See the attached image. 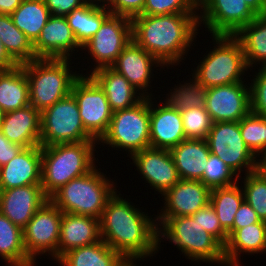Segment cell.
I'll list each match as a JSON object with an SVG mask.
<instances>
[{
  "label": "cell",
  "mask_w": 266,
  "mask_h": 266,
  "mask_svg": "<svg viewBox=\"0 0 266 266\" xmlns=\"http://www.w3.org/2000/svg\"><path fill=\"white\" fill-rule=\"evenodd\" d=\"M119 192L114 193L103 209L100 236L130 264H136L159 252L157 220Z\"/></svg>",
  "instance_id": "6da1fadb"
},
{
  "label": "cell",
  "mask_w": 266,
  "mask_h": 266,
  "mask_svg": "<svg viewBox=\"0 0 266 266\" xmlns=\"http://www.w3.org/2000/svg\"><path fill=\"white\" fill-rule=\"evenodd\" d=\"M131 21L132 40L167 69L178 66L196 46L198 14L138 15Z\"/></svg>",
  "instance_id": "7a4b0ae2"
},
{
  "label": "cell",
  "mask_w": 266,
  "mask_h": 266,
  "mask_svg": "<svg viewBox=\"0 0 266 266\" xmlns=\"http://www.w3.org/2000/svg\"><path fill=\"white\" fill-rule=\"evenodd\" d=\"M97 141L42 146L41 185L50 198L70 180L90 172L98 163ZM96 147V148H95ZM97 158V160H96ZM97 161V162H96Z\"/></svg>",
  "instance_id": "3957f363"
},
{
  "label": "cell",
  "mask_w": 266,
  "mask_h": 266,
  "mask_svg": "<svg viewBox=\"0 0 266 266\" xmlns=\"http://www.w3.org/2000/svg\"><path fill=\"white\" fill-rule=\"evenodd\" d=\"M158 250L163 240L171 242L190 261L225 266L224 246L206 232L193 216L156 217Z\"/></svg>",
  "instance_id": "277c9868"
},
{
  "label": "cell",
  "mask_w": 266,
  "mask_h": 266,
  "mask_svg": "<svg viewBox=\"0 0 266 266\" xmlns=\"http://www.w3.org/2000/svg\"><path fill=\"white\" fill-rule=\"evenodd\" d=\"M72 60L37 58L21 65L29 83L30 105L40 113L71 94L74 82L85 75L72 69Z\"/></svg>",
  "instance_id": "5b68a950"
},
{
  "label": "cell",
  "mask_w": 266,
  "mask_h": 266,
  "mask_svg": "<svg viewBox=\"0 0 266 266\" xmlns=\"http://www.w3.org/2000/svg\"><path fill=\"white\" fill-rule=\"evenodd\" d=\"M99 170L96 165L87 174L70 180L49 200L62 212L100 219L107 201L118 191V186L115 180Z\"/></svg>",
  "instance_id": "8992f818"
},
{
  "label": "cell",
  "mask_w": 266,
  "mask_h": 266,
  "mask_svg": "<svg viewBox=\"0 0 266 266\" xmlns=\"http://www.w3.org/2000/svg\"><path fill=\"white\" fill-rule=\"evenodd\" d=\"M213 49L196 64L191 73L206 88L244 82L249 67L241 43L229 35H212Z\"/></svg>",
  "instance_id": "52a82bcc"
},
{
  "label": "cell",
  "mask_w": 266,
  "mask_h": 266,
  "mask_svg": "<svg viewBox=\"0 0 266 266\" xmlns=\"http://www.w3.org/2000/svg\"><path fill=\"white\" fill-rule=\"evenodd\" d=\"M97 144L126 151L129 158L149 148L150 97H144L133 107L113 112L109 127Z\"/></svg>",
  "instance_id": "ba28073f"
},
{
  "label": "cell",
  "mask_w": 266,
  "mask_h": 266,
  "mask_svg": "<svg viewBox=\"0 0 266 266\" xmlns=\"http://www.w3.org/2000/svg\"><path fill=\"white\" fill-rule=\"evenodd\" d=\"M41 146L96 141L84 128L78 104L72 94L40 113Z\"/></svg>",
  "instance_id": "9c48e42d"
},
{
  "label": "cell",
  "mask_w": 266,
  "mask_h": 266,
  "mask_svg": "<svg viewBox=\"0 0 266 266\" xmlns=\"http://www.w3.org/2000/svg\"><path fill=\"white\" fill-rule=\"evenodd\" d=\"M132 40V21L126 16L110 14L102 23L96 34L83 46L82 51L95 65L92 72L103 67H111L122 50ZM88 50V51H87ZM89 54V55H88Z\"/></svg>",
  "instance_id": "30bf717a"
},
{
  "label": "cell",
  "mask_w": 266,
  "mask_h": 266,
  "mask_svg": "<svg viewBox=\"0 0 266 266\" xmlns=\"http://www.w3.org/2000/svg\"><path fill=\"white\" fill-rule=\"evenodd\" d=\"M206 141L210 153L219 157L237 177L256 170L257 157L243 141L239 122H214Z\"/></svg>",
  "instance_id": "8fae6325"
},
{
  "label": "cell",
  "mask_w": 266,
  "mask_h": 266,
  "mask_svg": "<svg viewBox=\"0 0 266 266\" xmlns=\"http://www.w3.org/2000/svg\"><path fill=\"white\" fill-rule=\"evenodd\" d=\"M62 216L63 212L48 200L23 228L24 247L33 261H36L39 255L47 256V254L53 261L58 260Z\"/></svg>",
  "instance_id": "7c38bea8"
},
{
  "label": "cell",
  "mask_w": 266,
  "mask_h": 266,
  "mask_svg": "<svg viewBox=\"0 0 266 266\" xmlns=\"http://www.w3.org/2000/svg\"><path fill=\"white\" fill-rule=\"evenodd\" d=\"M71 94L85 130L98 142L106 133L113 113L104 90L90 75H81L74 82Z\"/></svg>",
  "instance_id": "4fadbf2b"
},
{
  "label": "cell",
  "mask_w": 266,
  "mask_h": 266,
  "mask_svg": "<svg viewBox=\"0 0 266 266\" xmlns=\"http://www.w3.org/2000/svg\"><path fill=\"white\" fill-rule=\"evenodd\" d=\"M198 22L210 35L234 36L256 18L244 0H198Z\"/></svg>",
  "instance_id": "5bb4252c"
},
{
  "label": "cell",
  "mask_w": 266,
  "mask_h": 266,
  "mask_svg": "<svg viewBox=\"0 0 266 266\" xmlns=\"http://www.w3.org/2000/svg\"><path fill=\"white\" fill-rule=\"evenodd\" d=\"M214 86L207 90L205 109L212 122H239L251 111L247 82Z\"/></svg>",
  "instance_id": "9a60e30c"
},
{
  "label": "cell",
  "mask_w": 266,
  "mask_h": 266,
  "mask_svg": "<svg viewBox=\"0 0 266 266\" xmlns=\"http://www.w3.org/2000/svg\"><path fill=\"white\" fill-rule=\"evenodd\" d=\"M130 159L146 183L161 196L179 180L177 168L170 150L146 148L133 154Z\"/></svg>",
  "instance_id": "2e32d148"
},
{
  "label": "cell",
  "mask_w": 266,
  "mask_h": 266,
  "mask_svg": "<svg viewBox=\"0 0 266 266\" xmlns=\"http://www.w3.org/2000/svg\"><path fill=\"white\" fill-rule=\"evenodd\" d=\"M156 67L160 68L159 71L162 68L165 69V66L153 55L142 49L133 40L122 50L111 66L112 69L123 75L144 97H154L153 90L151 91L150 87L153 86L151 85L152 78H154L153 71Z\"/></svg>",
  "instance_id": "e0dca14e"
},
{
  "label": "cell",
  "mask_w": 266,
  "mask_h": 266,
  "mask_svg": "<svg viewBox=\"0 0 266 266\" xmlns=\"http://www.w3.org/2000/svg\"><path fill=\"white\" fill-rule=\"evenodd\" d=\"M210 192L202 181L180 179L161 196L164 206L155 217L192 216L210 203Z\"/></svg>",
  "instance_id": "ac0fdd59"
},
{
  "label": "cell",
  "mask_w": 266,
  "mask_h": 266,
  "mask_svg": "<svg viewBox=\"0 0 266 266\" xmlns=\"http://www.w3.org/2000/svg\"><path fill=\"white\" fill-rule=\"evenodd\" d=\"M33 48L36 59H72L75 58V51H82V47L75 39L66 18L52 15L42 28Z\"/></svg>",
  "instance_id": "d6986e66"
},
{
  "label": "cell",
  "mask_w": 266,
  "mask_h": 266,
  "mask_svg": "<svg viewBox=\"0 0 266 266\" xmlns=\"http://www.w3.org/2000/svg\"><path fill=\"white\" fill-rule=\"evenodd\" d=\"M152 99L156 98L150 97V147L171 150L186 139L180 111Z\"/></svg>",
  "instance_id": "ffe728a7"
},
{
  "label": "cell",
  "mask_w": 266,
  "mask_h": 266,
  "mask_svg": "<svg viewBox=\"0 0 266 266\" xmlns=\"http://www.w3.org/2000/svg\"><path fill=\"white\" fill-rule=\"evenodd\" d=\"M48 200L41 184L0 190V212L23 229Z\"/></svg>",
  "instance_id": "44dd1931"
},
{
  "label": "cell",
  "mask_w": 266,
  "mask_h": 266,
  "mask_svg": "<svg viewBox=\"0 0 266 266\" xmlns=\"http://www.w3.org/2000/svg\"><path fill=\"white\" fill-rule=\"evenodd\" d=\"M42 146L23 148L0 167V190L41 184Z\"/></svg>",
  "instance_id": "7402d4cb"
},
{
  "label": "cell",
  "mask_w": 266,
  "mask_h": 266,
  "mask_svg": "<svg viewBox=\"0 0 266 266\" xmlns=\"http://www.w3.org/2000/svg\"><path fill=\"white\" fill-rule=\"evenodd\" d=\"M100 240L99 219L63 212L60 223L58 259L71 249L88 246Z\"/></svg>",
  "instance_id": "603a6c76"
},
{
  "label": "cell",
  "mask_w": 266,
  "mask_h": 266,
  "mask_svg": "<svg viewBox=\"0 0 266 266\" xmlns=\"http://www.w3.org/2000/svg\"><path fill=\"white\" fill-rule=\"evenodd\" d=\"M0 131L11 142L29 148L39 146L41 135L40 112L32 105L7 112Z\"/></svg>",
  "instance_id": "cb8c5ba5"
},
{
  "label": "cell",
  "mask_w": 266,
  "mask_h": 266,
  "mask_svg": "<svg viewBox=\"0 0 266 266\" xmlns=\"http://www.w3.org/2000/svg\"><path fill=\"white\" fill-rule=\"evenodd\" d=\"M90 76L104 90L112 112L133 107L144 98L123 75L111 67L97 69Z\"/></svg>",
  "instance_id": "d4e9b609"
},
{
  "label": "cell",
  "mask_w": 266,
  "mask_h": 266,
  "mask_svg": "<svg viewBox=\"0 0 266 266\" xmlns=\"http://www.w3.org/2000/svg\"><path fill=\"white\" fill-rule=\"evenodd\" d=\"M266 254V222L237 229L224 246L225 266H242L241 254Z\"/></svg>",
  "instance_id": "484cf974"
},
{
  "label": "cell",
  "mask_w": 266,
  "mask_h": 266,
  "mask_svg": "<svg viewBox=\"0 0 266 266\" xmlns=\"http://www.w3.org/2000/svg\"><path fill=\"white\" fill-rule=\"evenodd\" d=\"M180 179L201 181L210 153L206 140L185 139L170 150Z\"/></svg>",
  "instance_id": "4316f807"
},
{
  "label": "cell",
  "mask_w": 266,
  "mask_h": 266,
  "mask_svg": "<svg viewBox=\"0 0 266 266\" xmlns=\"http://www.w3.org/2000/svg\"><path fill=\"white\" fill-rule=\"evenodd\" d=\"M58 266H129L130 263L102 239L94 244L77 247L63 254Z\"/></svg>",
  "instance_id": "83f0119b"
},
{
  "label": "cell",
  "mask_w": 266,
  "mask_h": 266,
  "mask_svg": "<svg viewBox=\"0 0 266 266\" xmlns=\"http://www.w3.org/2000/svg\"><path fill=\"white\" fill-rule=\"evenodd\" d=\"M30 104L29 83L21 65L0 71V107L7 113Z\"/></svg>",
  "instance_id": "f1b7e54d"
},
{
  "label": "cell",
  "mask_w": 266,
  "mask_h": 266,
  "mask_svg": "<svg viewBox=\"0 0 266 266\" xmlns=\"http://www.w3.org/2000/svg\"><path fill=\"white\" fill-rule=\"evenodd\" d=\"M234 37L241 43L250 71H253V68L255 71L256 66L266 65V19L263 16L257 15Z\"/></svg>",
  "instance_id": "f546056e"
},
{
  "label": "cell",
  "mask_w": 266,
  "mask_h": 266,
  "mask_svg": "<svg viewBox=\"0 0 266 266\" xmlns=\"http://www.w3.org/2000/svg\"><path fill=\"white\" fill-rule=\"evenodd\" d=\"M111 14L105 7L83 4L65 16L75 39L82 47L101 27L104 20Z\"/></svg>",
  "instance_id": "4dcf8cb0"
},
{
  "label": "cell",
  "mask_w": 266,
  "mask_h": 266,
  "mask_svg": "<svg viewBox=\"0 0 266 266\" xmlns=\"http://www.w3.org/2000/svg\"><path fill=\"white\" fill-rule=\"evenodd\" d=\"M10 16L14 25L34 44L51 13L44 0H22L20 6Z\"/></svg>",
  "instance_id": "1f68e13d"
},
{
  "label": "cell",
  "mask_w": 266,
  "mask_h": 266,
  "mask_svg": "<svg viewBox=\"0 0 266 266\" xmlns=\"http://www.w3.org/2000/svg\"><path fill=\"white\" fill-rule=\"evenodd\" d=\"M0 40L18 65L36 59L32 42L14 25L10 15H0Z\"/></svg>",
  "instance_id": "d6a6232c"
},
{
  "label": "cell",
  "mask_w": 266,
  "mask_h": 266,
  "mask_svg": "<svg viewBox=\"0 0 266 266\" xmlns=\"http://www.w3.org/2000/svg\"><path fill=\"white\" fill-rule=\"evenodd\" d=\"M244 201V192L239 182L226 187L211 189L210 205L216 211L221 227L228 232L234 225V217Z\"/></svg>",
  "instance_id": "836d02e7"
},
{
  "label": "cell",
  "mask_w": 266,
  "mask_h": 266,
  "mask_svg": "<svg viewBox=\"0 0 266 266\" xmlns=\"http://www.w3.org/2000/svg\"><path fill=\"white\" fill-rule=\"evenodd\" d=\"M0 257L5 263L33 261L23 242V229L0 212Z\"/></svg>",
  "instance_id": "e575fe53"
},
{
  "label": "cell",
  "mask_w": 266,
  "mask_h": 266,
  "mask_svg": "<svg viewBox=\"0 0 266 266\" xmlns=\"http://www.w3.org/2000/svg\"><path fill=\"white\" fill-rule=\"evenodd\" d=\"M165 95L163 99L168 105L179 111L192 107H205L206 94L208 88L197 83L192 76L183 84L179 83Z\"/></svg>",
  "instance_id": "d590c367"
},
{
  "label": "cell",
  "mask_w": 266,
  "mask_h": 266,
  "mask_svg": "<svg viewBox=\"0 0 266 266\" xmlns=\"http://www.w3.org/2000/svg\"><path fill=\"white\" fill-rule=\"evenodd\" d=\"M242 179V180H241ZM244 192V200L254 209L261 221L266 222V174L255 170L247 173L238 182Z\"/></svg>",
  "instance_id": "8d00e7d4"
},
{
  "label": "cell",
  "mask_w": 266,
  "mask_h": 266,
  "mask_svg": "<svg viewBox=\"0 0 266 266\" xmlns=\"http://www.w3.org/2000/svg\"><path fill=\"white\" fill-rule=\"evenodd\" d=\"M243 141L257 157L266 147V117L250 111L239 121Z\"/></svg>",
  "instance_id": "74e56055"
},
{
  "label": "cell",
  "mask_w": 266,
  "mask_h": 266,
  "mask_svg": "<svg viewBox=\"0 0 266 266\" xmlns=\"http://www.w3.org/2000/svg\"><path fill=\"white\" fill-rule=\"evenodd\" d=\"M186 139L206 140L212 120L205 107H192L180 111Z\"/></svg>",
  "instance_id": "f35d334b"
},
{
  "label": "cell",
  "mask_w": 266,
  "mask_h": 266,
  "mask_svg": "<svg viewBox=\"0 0 266 266\" xmlns=\"http://www.w3.org/2000/svg\"><path fill=\"white\" fill-rule=\"evenodd\" d=\"M201 181L213 189L233 185L238 181V177L219 157L210 154L205 162Z\"/></svg>",
  "instance_id": "ab89813d"
},
{
  "label": "cell",
  "mask_w": 266,
  "mask_h": 266,
  "mask_svg": "<svg viewBox=\"0 0 266 266\" xmlns=\"http://www.w3.org/2000/svg\"><path fill=\"white\" fill-rule=\"evenodd\" d=\"M198 14V0H146L140 15Z\"/></svg>",
  "instance_id": "60d3db41"
},
{
  "label": "cell",
  "mask_w": 266,
  "mask_h": 266,
  "mask_svg": "<svg viewBox=\"0 0 266 266\" xmlns=\"http://www.w3.org/2000/svg\"><path fill=\"white\" fill-rule=\"evenodd\" d=\"M253 75L249 74L251 111L266 117V65L259 66ZM254 76V77H253Z\"/></svg>",
  "instance_id": "b9f144b4"
},
{
  "label": "cell",
  "mask_w": 266,
  "mask_h": 266,
  "mask_svg": "<svg viewBox=\"0 0 266 266\" xmlns=\"http://www.w3.org/2000/svg\"><path fill=\"white\" fill-rule=\"evenodd\" d=\"M206 232L214 236L223 246L227 244L228 233L221 227L216 211L210 203L192 215Z\"/></svg>",
  "instance_id": "7bdbcfd3"
},
{
  "label": "cell",
  "mask_w": 266,
  "mask_h": 266,
  "mask_svg": "<svg viewBox=\"0 0 266 266\" xmlns=\"http://www.w3.org/2000/svg\"><path fill=\"white\" fill-rule=\"evenodd\" d=\"M146 0H106L105 7L111 14L132 19L143 12Z\"/></svg>",
  "instance_id": "ee69618b"
},
{
  "label": "cell",
  "mask_w": 266,
  "mask_h": 266,
  "mask_svg": "<svg viewBox=\"0 0 266 266\" xmlns=\"http://www.w3.org/2000/svg\"><path fill=\"white\" fill-rule=\"evenodd\" d=\"M261 222L254 209L244 200L234 217V225L227 232L228 238L237 230L250 224Z\"/></svg>",
  "instance_id": "f6af8a7d"
},
{
  "label": "cell",
  "mask_w": 266,
  "mask_h": 266,
  "mask_svg": "<svg viewBox=\"0 0 266 266\" xmlns=\"http://www.w3.org/2000/svg\"><path fill=\"white\" fill-rule=\"evenodd\" d=\"M52 16L65 17L74 9L83 5L81 0H44Z\"/></svg>",
  "instance_id": "bcb514c9"
},
{
  "label": "cell",
  "mask_w": 266,
  "mask_h": 266,
  "mask_svg": "<svg viewBox=\"0 0 266 266\" xmlns=\"http://www.w3.org/2000/svg\"><path fill=\"white\" fill-rule=\"evenodd\" d=\"M22 149V146L11 143L0 131V167L12 160Z\"/></svg>",
  "instance_id": "7dc6e473"
},
{
  "label": "cell",
  "mask_w": 266,
  "mask_h": 266,
  "mask_svg": "<svg viewBox=\"0 0 266 266\" xmlns=\"http://www.w3.org/2000/svg\"><path fill=\"white\" fill-rule=\"evenodd\" d=\"M17 66L18 64L11 58L0 40V71L11 70Z\"/></svg>",
  "instance_id": "c3c4849f"
},
{
  "label": "cell",
  "mask_w": 266,
  "mask_h": 266,
  "mask_svg": "<svg viewBox=\"0 0 266 266\" xmlns=\"http://www.w3.org/2000/svg\"><path fill=\"white\" fill-rule=\"evenodd\" d=\"M21 2L22 0H0V15H11Z\"/></svg>",
  "instance_id": "681fc988"
},
{
  "label": "cell",
  "mask_w": 266,
  "mask_h": 266,
  "mask_svg": "<svg viewBox=\"0 0 266 266\" xmlns=\"http://www.w3.org/2000/svg\"><path fill=\"white\" fill-rule=\"evenodd\" d=\"M256 15H261L264 11L265 0H244Z\"/></svg>",
  "instance_id": "f907efd6"
},
{
  "label": "cell",
  "mask_w": 266,
  "mask_h": 266,
  "mask_svg": "<svg viewBox=\"0 0 266 266\" xmlns=\"http://www.w3.org/2000/svg\"><path fill=\"white\" fill-rule=\"evenodd\" d=\"M256 170L260 173L266 174V147L265 149L257 156V165Z\"/></svg>",
  "instance_id": "816d5d0a"
},
{
  "label": "cell",
  "mask_w": 266,
  "mask_h": 266,
  "mask_svg": "<svg viewBox=\"0 0 266 266\" xmlns=\"http://www.w3.org/2000/svg\"><path fill=\"white\" fill-rule=\"evenodd\" d=\"M6 266H36V261H27V262H21V263H5Z\"/></svg>",
  "instance_id": "f5cc1de1"
},
{
  "label": "cell",
  "mask_w": 266,
  "mask_h": 266,
  "mask_svg": "<svg viewBox=\"0 0 266 266\" xmlns=\"http://www.w3.org/2000/svg\"><path fill=\"white\" fill-rule=\"evenodd\" d=\"M83 4H90L95 6L105 5L106 0H81Z\"/></svg>",
  "instance_id": "db71d44e"
},
{
  "label": "cell",
  "mask_w": 266,
  "mask_h": 266,
  "mask_svg": "<svg viewBox=\"0 0 266 266\" xmlns=\"http://www.w3.org/2000/svg\"><path fill=\"white\" fill-rule=\"evenodd\" d=\"M4 115H5V112L0 107V129H1L2 122L4 120Z\"/></svg>",
  "instance_id": "11a10c76"
},
{
  "label": "cell",
  "mask_w": 266,
  "mask_h": 266,
  "mask_svg": "<svg viewBox=\"0 0 266 266\" xmlns=\"http://www.w3.org/2000/svg\"><path fill=\"white\" fill-rule=\"evenodd\" d=\"M261 16H263L266 19V0H265V7H264V11L261 14Z\"/></svg>",
  "instance_id": "9f6ffc18"
},
{
  "label": "cell",
  "mask_w": 266,
  "mask_h": 266,
  "mask_svg": "<svg viewBox=\"0 0 266 266\" xmlns=\"http://www.w3.org/2000/svg\"><path fill=\"white\" fill-rule=\"evenodd\" d=\"M129 266H139L138 264H130Z\"/></svg>",
  "instance_id": "6f0895ef"
}]
</instances>
